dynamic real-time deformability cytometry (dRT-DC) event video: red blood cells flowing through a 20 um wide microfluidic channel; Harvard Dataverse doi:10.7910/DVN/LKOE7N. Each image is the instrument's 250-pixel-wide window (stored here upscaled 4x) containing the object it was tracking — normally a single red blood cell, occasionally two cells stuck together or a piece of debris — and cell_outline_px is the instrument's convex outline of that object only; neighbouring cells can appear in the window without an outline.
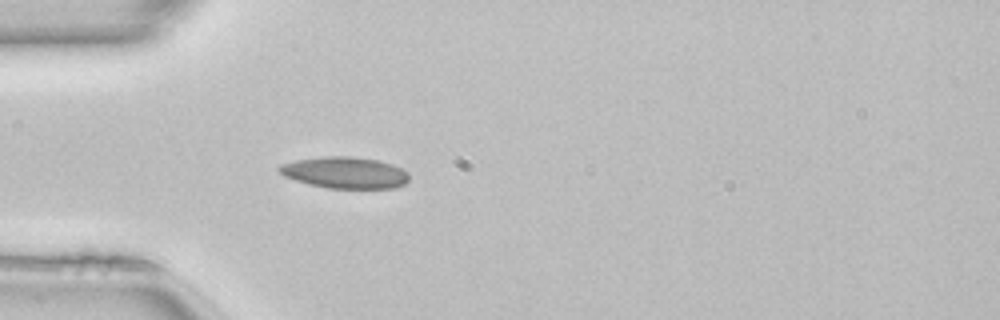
{"species": "common noctule bat (a hibernating species)", "species_latin": "Nyctalus noctula", "temperature_condition": "room temperature", "stored_images_in_passage": 36, "camera_frame_rate_fps": 3000, "um_per_image_px": 0.085, "animal": {"sex": "female", "body_mass_g": 22.7, "forearm_length_mm": 54.2}, "frame": {"image": 1, "passage_image": 1, "time_ms": 0.0, "image_size_px": [1000, 320], "cell_outline_px": [[408, 180], [404, 184], [392, 188], [328, 188], [296, 180], [284, 176], [276, 168], [280, 164], [296, 160], [320, 156], [352, 156], [380, 160], [392, 164], [408, 172]], "centroid_in_image_um": [29.31, 14.65], "position_along_channel_um": 55.7, "area_um2": 23.81}}
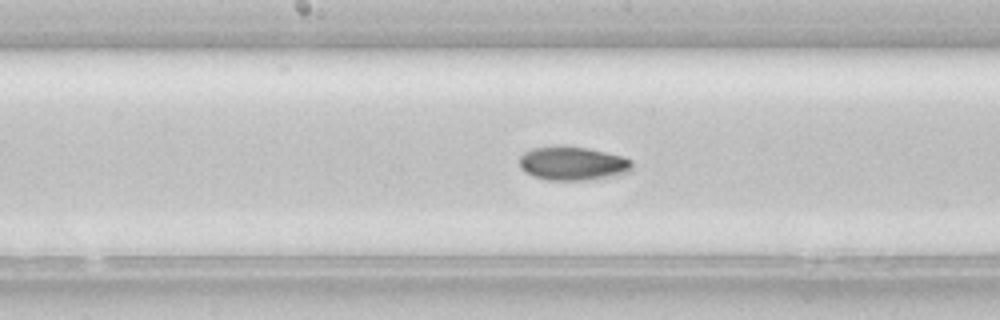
{"frame": {"image": 2, "passage_image": 12, "time_ms": 3.667, "image_size_px": [1000, 320], "cell_outline_px": [[632, 168], [628, 172], [588, 180], [548, 180], [532, 176], [524, 172], [520, 168], [520, 156], [524, 152], [532, 148], [556, 144], [564, 144], [588, 148], [620, 156], [632, 160]], "centroid_in_image_um": [48.61, 13.86], "position_along_channel_um": 199.6, "area_um2": 22.43}}
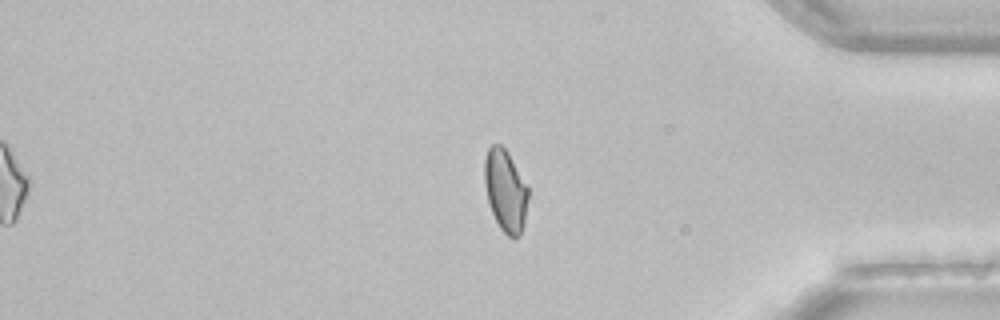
{"frame": {"image": 3, "passage_image": 28, "time_ms": 9.0, "image_size_px": [1000, 320], "cell_outline_px": [[528, 200], [524, 224], [520, 236], [508, 236], [500, 228], [492, 212], [488, 200], [484, 184], [484, 160], [488, 148], [492, 144], [500, 144], [508, 152], [528, 184]], "centroid_in_image_um": [42.97, 16.17], "position_along_channel_um": 392.2, "area_um2": 21.04}, "authors_computed_cell_mechanics": {"area_um2": 21.1548, "velocity_mm_per_s": 4.09, "shape_relaxation_time_tau1_ms": null, "shape_relaxation_time_tau2_ms": 3.3323, "deformation_change_tau1": null, "deformation_change_tau2": 0.0728}}